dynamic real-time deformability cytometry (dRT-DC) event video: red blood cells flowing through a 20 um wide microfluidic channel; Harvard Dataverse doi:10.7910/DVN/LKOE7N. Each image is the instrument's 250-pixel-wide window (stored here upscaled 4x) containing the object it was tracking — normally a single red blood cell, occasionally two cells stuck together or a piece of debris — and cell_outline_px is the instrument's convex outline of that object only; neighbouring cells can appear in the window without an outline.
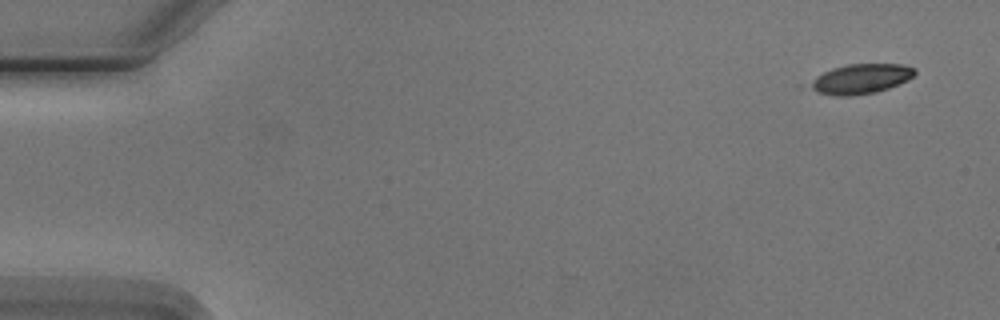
{"species": "Egyptian fruit bat (a non-hibernating species)", "species_latin": "Rousettus aegyptiacus", "temperature_condition": "cold", "stored_images_in_passage": 4, "camera_frame_rate_fps": 3000, "um_per_image_px": 0.085, "animal": {"sex": "male"}, "frame": {"image": 1, "passage_image": 1, "time_ms": 0.0, "image_size_px": [1000, 320], "cell_outline_px": [[916, 72], [908, 80], [888, 88], [876, 92], [852, 96], [836, 96], [796, 88], [796, 84], [832, 68], [848, 64], [904, 64], [916, 68]], "centroid_in_image_um": [72.91, 6.73], "position_along_channel_um": 12.1, "area_um2": 19.31}}
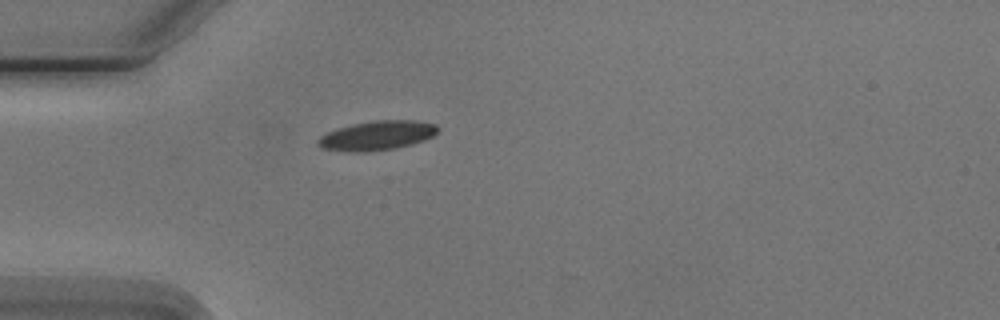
{"frame": {"image": 2, "passage_image": 4, "time_ms": 4.333, "image_size_px": [1000, 320], "cell_outline_px": [[440, 128], [432, 136], [424, 140], [412, 144], [396, 148], [368, 152], [348, 152], [320, 148], [316, 144], [316, 140], [320, 136], [328, 132], [352, 124], [376, 120], [412, 120], [436, 124]], "centroid_in_image_um": [32.02, 11.53], "position_along_channel_um": 53.0, "area_um2": 20.58}}